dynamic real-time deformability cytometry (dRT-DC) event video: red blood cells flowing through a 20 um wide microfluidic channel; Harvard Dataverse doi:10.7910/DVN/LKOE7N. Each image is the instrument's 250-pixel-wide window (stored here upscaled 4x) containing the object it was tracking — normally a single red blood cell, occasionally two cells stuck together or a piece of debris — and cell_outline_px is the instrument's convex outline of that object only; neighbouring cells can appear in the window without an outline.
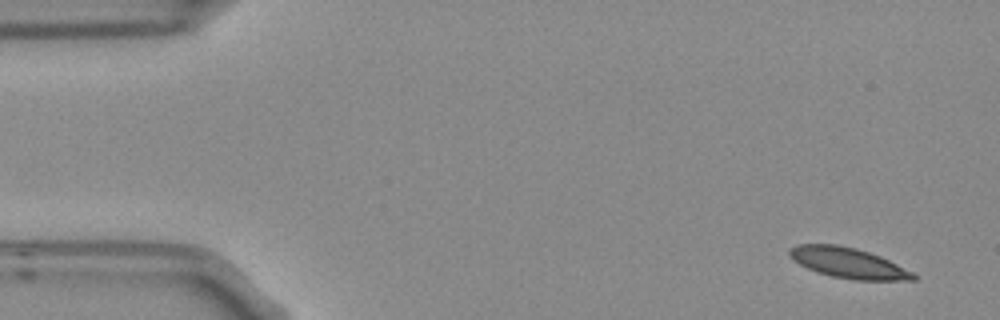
{"species": "Egyptian fruit bat (a non-hibernating species)", "species_latin": "Rousettus aegyptiacus", "temperature_condition": "room temperature", "stored_images_in_passage": 5, "segment_of_instrument_passage": [2, 2], "camera_frame_rate_fps": 3000, "um_per_image_px": 0.085, "frame": {"image": 1, "passage_image": 5, "time_ms": 1.333, "image_size_px": [1000, 320], "cell_outline_px": [[920, 276], [916, 280], [856, 280], [832, 276], [816, 272], [792, 260], [788, 256], [788, 248], [796, 244], [836, 244], [856, 248], [880, 256]], "centroid_in_image_um": [72.06, 22.34], "position_along_channel_um": 12.9, "area_um2": 22.02}}